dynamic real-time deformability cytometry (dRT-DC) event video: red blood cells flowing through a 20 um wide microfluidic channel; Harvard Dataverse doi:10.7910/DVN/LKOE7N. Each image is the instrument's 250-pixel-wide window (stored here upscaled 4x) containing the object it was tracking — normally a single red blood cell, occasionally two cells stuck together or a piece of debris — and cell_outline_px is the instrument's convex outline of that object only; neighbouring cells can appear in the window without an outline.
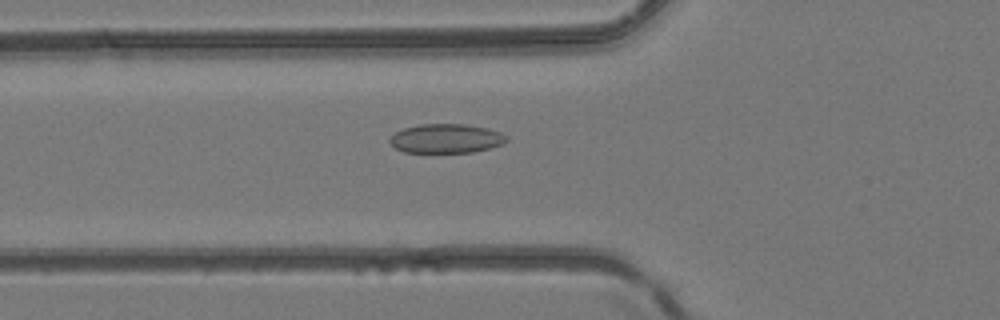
{"species": "common noctule bat (a hibernating species)", "species_latin": "Nyctalus noctula", "temperature_condition": "room temperature", "stored_images_in_passage": 48, "camera_frame_rate_fps": 3000, "um_per_image_px": 0.085, "animal": {"sex": "female", "body_mass_g": 24.6, "forearm_length_mm": 56.2}, "frame": {"image": 1, "passage_image": 18, "time_ms": 5.667, "image_size_px": [1000, 320], "cell_outline_px": [[508, 140], [504, 144], [472, 152], [404, 152], [396, 148], [388, 140], [396, 132], [404, 128], [420, 124], [464, 124], [488, 128], [500, 132], [508, 136]], "centroid_in_image_um": [37.95, 11.77], "position_along_channel_um": 87.8, "area_um2": 19.77}}
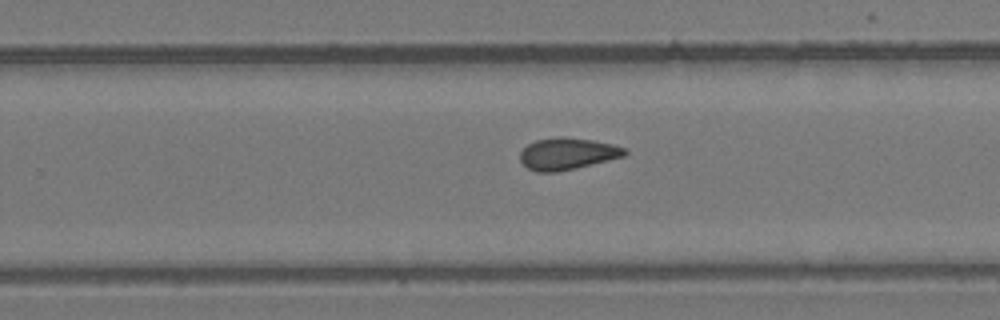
{"frame": {"image": 2, "passage_image": 31, "time_ms": 10.0, "image_size_px": [1000, 320], "cell_outline_px": [[628, 152], [624, 156], [576, 168], [556, 172], [536, 172], [528, 168], [520, 160], [520, 152], [528, 144], [536, 140], [560, 136], [564, 136], [592, 140], [612, 144], [628, 148]], "centroid_in_image_um": [48.24, 13.06], "position_along_channel_um": 281.6, "area_um2": 19.42}}
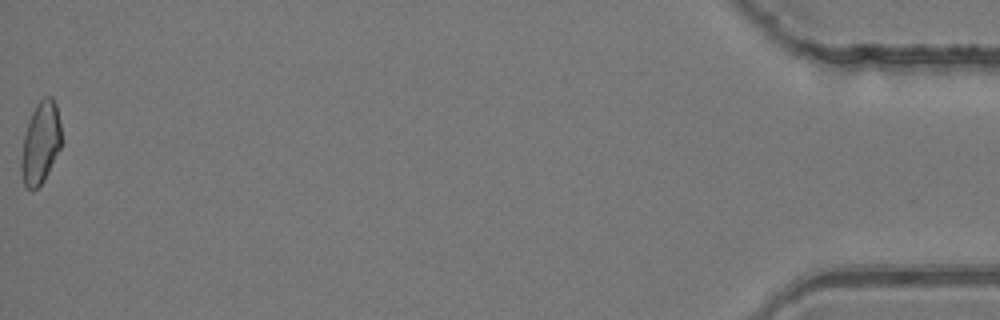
{"frame": {"image": 3, "passage_image": 48, "time_ms": 15.667, "image_size_px": [1000, 320], "cell_outline_px": [[60, 148], [44, 180], [32, 192], [24, 184], [20, 168], [20, 160], [24, 136], [32, 112], [36, 104], [44, 96], [52, 96], [56, 104], [60, 124]], "centroid_in_image_um": [3.43, 12.15], "position_along_channel_um": 431.8, "area_um2": 18.96}}